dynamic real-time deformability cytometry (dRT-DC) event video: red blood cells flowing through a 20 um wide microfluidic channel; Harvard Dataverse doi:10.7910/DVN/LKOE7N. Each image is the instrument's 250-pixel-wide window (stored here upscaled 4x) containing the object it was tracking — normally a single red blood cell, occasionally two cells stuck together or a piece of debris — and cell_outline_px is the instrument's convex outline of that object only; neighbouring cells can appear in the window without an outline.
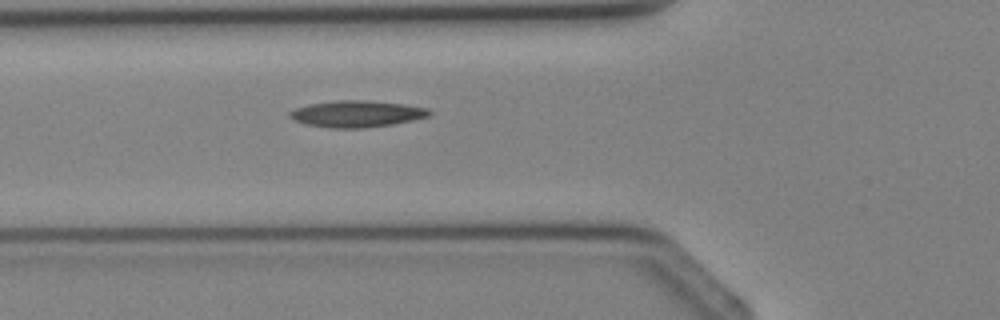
{"species": "Egyptian fruit bat (a non-hibernating species)", "species_latin": "Rousettus aegyptiacus", "temperature_condition": "cold", "stored_images_in_passage": 2, "camera_frame_rate_fps": 3000, "um_per_image_px": 0.085, "animal": {"sex": "female"}, "frame": {"image": 1, "passage_image": 2, "time_ms": 1.333, "image_size_px": [1000, 320], "cell_outline_px": [[432, 116], [392, 124], [364, 128], [328, 128], [304, 124], [288, 116], [288, 112], [296, 108], [308, 104], [340, 100], [364, 100], [404, 104], [428, 108], [432, 112]], "centroid_in_image_um": [30.33, 9.68], "position_along_channel_um": 95.5, "area_um2": 21.68}}